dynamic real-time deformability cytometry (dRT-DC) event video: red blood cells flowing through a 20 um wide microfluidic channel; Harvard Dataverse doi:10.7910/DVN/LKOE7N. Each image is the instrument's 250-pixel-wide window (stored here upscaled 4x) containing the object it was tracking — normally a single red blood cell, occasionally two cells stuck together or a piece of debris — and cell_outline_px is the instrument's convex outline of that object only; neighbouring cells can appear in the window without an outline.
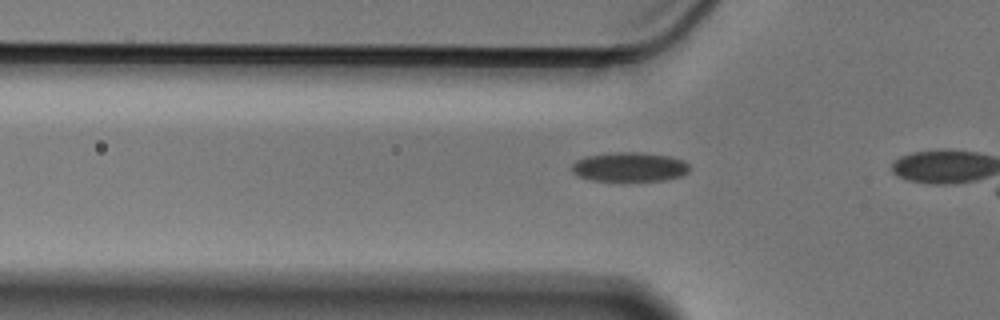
{"species": "Egyptian fruit bat (a non-hibernating species)", "species_latin": "Rousettus aegyptiacus", "temperature_condition": "cold", "stored_images_in_passage": 5, "camera_frame_rate_fps": 3000, "um_per_image_px": 0.085, "animal": {"sex": "male"}, "frame": {"image": 1, "passage_image": 3, "time_ms": 0.667, "image_size_px": [1000, 320], "cell_outline_px": [[688, 172], [680, 176], [664, 180], [620, 184], [592, 180], [580, 176], [572, 172], [572, 164], [576, 160], [588, 156], [616, 152], [640, 152], [668, 156], [684, 160], [688, 164]], "centroid_in_image_um": [53.5, 14.24], "position_along_channel_um": 72.3, "area_um2": 20.81}}